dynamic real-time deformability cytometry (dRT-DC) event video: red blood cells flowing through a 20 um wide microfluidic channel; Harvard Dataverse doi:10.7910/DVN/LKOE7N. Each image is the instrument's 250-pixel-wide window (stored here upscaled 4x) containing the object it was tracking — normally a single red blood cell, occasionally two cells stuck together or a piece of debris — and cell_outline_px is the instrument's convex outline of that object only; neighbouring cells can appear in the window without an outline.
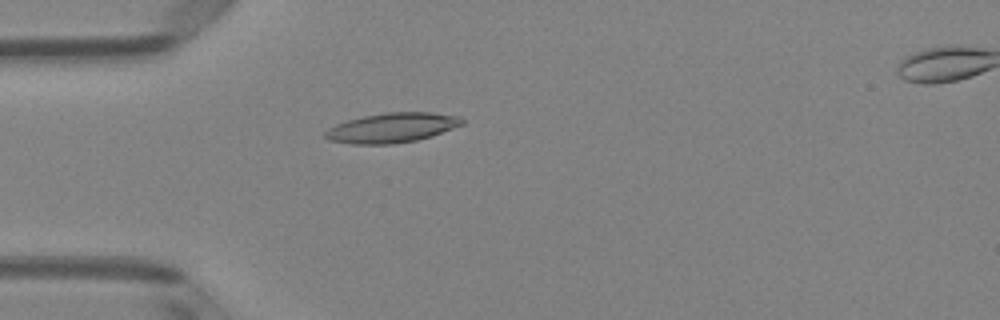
{"species": "Egyptian fruit bat (a non-hibernating species)", "species_latin": "Rousettus aegyptiacus", "temperature_condition": "room temperature", "stored_images_in_passage": 4, "camera_frame_rate_fps": 3000, "um_per_image_px": 0.085, "animal": {"sex": "female"}, "frame": {"image": 1, "passage_image": 3, "time_ms": 0.667, "image_size_px": [1000, 320], "cell_outline_px": [[464, 124], [432, 136], [416, 140], [392, 144], [352, 144], [328, 140], [324, 136], [324, 132], [328, 128], [336, 124], [348, 120], [364, 116], [384, 112], [432, 112], [460, 116], [464, 120]], "centroid_in_image_um": [33.32, 10.85], "position_along_channel_um": 51.7, "area_um2": 23.81}}